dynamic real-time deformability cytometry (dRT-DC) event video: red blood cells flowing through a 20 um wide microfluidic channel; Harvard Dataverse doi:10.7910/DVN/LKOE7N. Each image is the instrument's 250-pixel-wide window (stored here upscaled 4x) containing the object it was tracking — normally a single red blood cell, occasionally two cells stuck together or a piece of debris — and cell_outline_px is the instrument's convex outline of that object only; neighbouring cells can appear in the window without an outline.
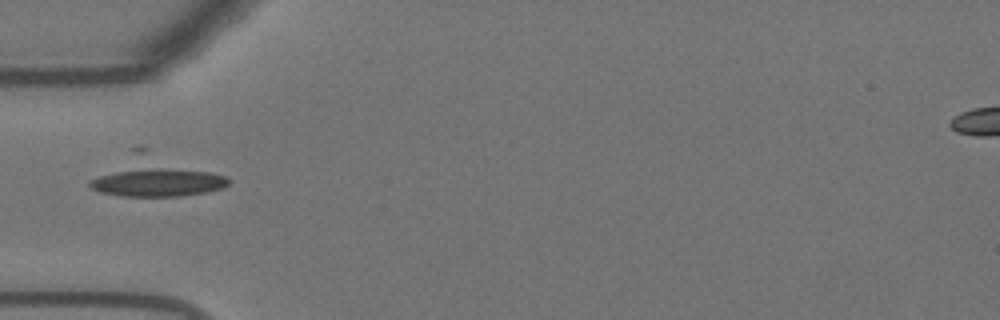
{"species": "Egyptian fruit bat (a non-hibernating species)", "species_latin": "Rousettus aegyptiacus", "temperature_condition": "warm", "stored_images_in_passage": 39, "camera_frame_rate_fps": 3000, "um_per_image_px": 0.085, "animal": {"sex": "female"}, "frame": {"image": 1, "passage_image": 1, "time_ms": 0.0, "image_size_px": [1000, 320], "cell_outline_px": [[228, 184], [220, 188], [204, 192], [180, 196], [120, 196], [100, 192], [92, 188], [88, 184], [88, 180], [100, 176], [136, 168], [140, 168], [208, 172], [224, 176], [228, 180]], "centroid_in_image_um": [13.36, 15.53], "position_along_channel_um": 71.6, "area_um2": 21.91}}
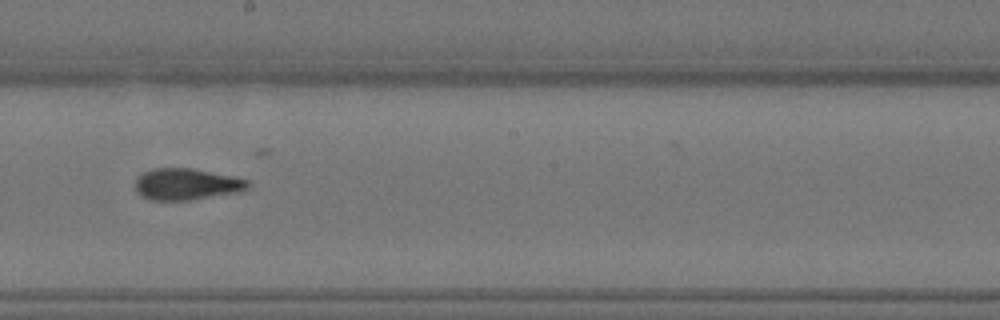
{"frame": {"image": 2, "passage_image": 14, "time_ms": 4.333, "image_size_px": [1000, 320], "cell_outline_px": [[248, 188], [236, 192], [192, 200], [148, 200], [140, 196], [136, 192], [136, 176], [144, 172], [156, 168], [192, 168], [232, 176], [248, 180]], "centroid_in_image_um": [15.8, 15.66], "position_along_channel_um": 232.4, "area_um2": 20.63}}
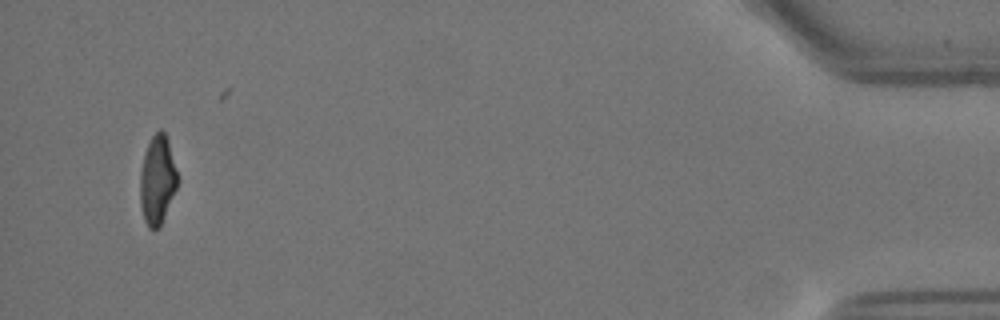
{"frame": {"image": 3, "passage_image": 36, "time_ms": 11.667, "image_size_px": [1000, 320], "cell_outline_px": [[180, 180], [160, 228], [152, 232], [148, 228], [144, 220], [140, 204], [140, 172], [144, 156], [148, 144], [152, 136], [160, 128], [164, 132], [168, 140]], "centroid_in_image_um": [13.39, 15.35], "position_along_channel_um": 421.8, "area_um2": 19.71}}